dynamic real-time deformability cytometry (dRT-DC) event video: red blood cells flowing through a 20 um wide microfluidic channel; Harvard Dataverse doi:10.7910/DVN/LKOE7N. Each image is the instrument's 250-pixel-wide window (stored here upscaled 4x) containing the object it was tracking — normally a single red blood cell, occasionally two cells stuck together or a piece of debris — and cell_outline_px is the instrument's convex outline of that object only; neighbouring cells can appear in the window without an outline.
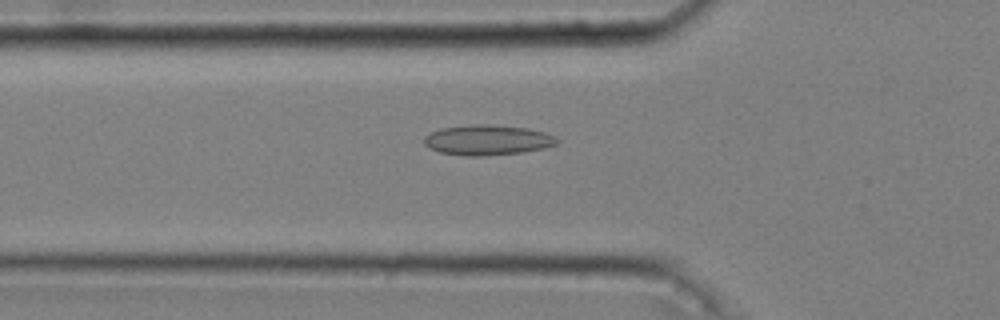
{"species": "common noctule bat (a hibernating species)", "species_latin": "Nyctalus noctula", "temperature_condition": "cold", "stored_images_in_passage": 40, "camera_frame_rate_fps": 3000, "um_per_image_px": 0.085, "animal": {"sex": "male", "body_mass_g": 20.4}, "frame": {"image": 1, "passage_image": 9, "time_ms": 2.667, "image_size_px": [1000, 320], "cell_outline_px": [[560, 140], [556, 144], [544, 148], [524, 152], [484, 156], [464, 156], [440, 152], [428, 148], [424, 144], [424, 136], [440, 128], [476, 124], [484, 124], [528, 128], [544, 132], [556, 136]], "centroid_in_image_um": [41.44, 11.91], "position_along_channel_um": 84.4, "area_um2": 23.52}}
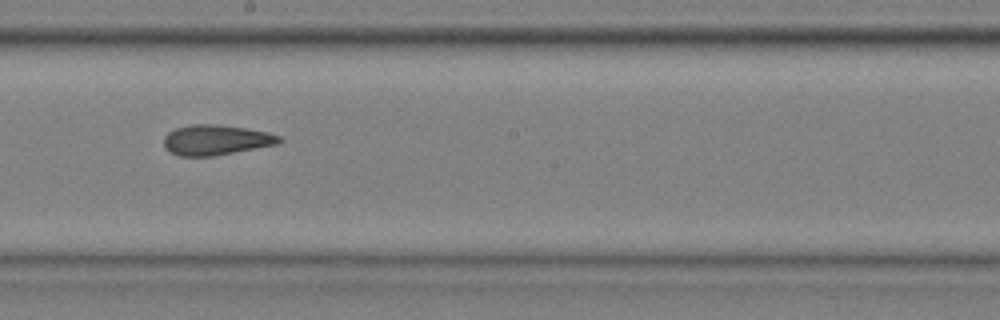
{"frame": {"image": 2, "passage_image": 21, "time_ms": 6.667, "image_size_px": [1000, 320], "cell_outline_px": [[284, 140], [280, 144], [212, 156], [180, 156], [168, 152], [164, 148], [164, 136], [168, 132], [176, 128], [192, 124], [216, 124], [244, 128], [268, 132], [280, 136]], "centroid_in_image_um": [18.36, 11.9], "position_along_channel_um": 229.8, "area_um2": 20.46}}
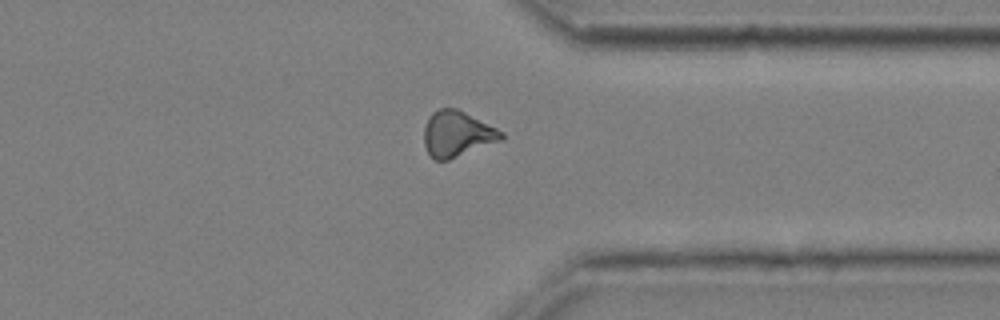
{"frame": {"image": 3, "passage_image": 33, "time_ms": 10.667, "image_size_px": [1000, 320], "cell_outline_px": [[504, 140], [448, 160], [436, 160], [428, 152], [424, 144], [424, 128], [428, 116], [432, 112], [440, 108], [456, 108], [504, 132]], "centroid_in_image_um": [38.86, 11.38], "position_along_channel_um": 372.5, "area_um2": 20.58}, "authors_computed_cell_mechanics": {"area_um2": 20.519, "velocity_mm_per_s": 3.6257, "shape_relaxation_time_tau1_ms": null, "shape_relaxation_time_tau2_ms": 3.136, "deformation_change_tau1": null, "deformation_change_tau2": 0.113}}